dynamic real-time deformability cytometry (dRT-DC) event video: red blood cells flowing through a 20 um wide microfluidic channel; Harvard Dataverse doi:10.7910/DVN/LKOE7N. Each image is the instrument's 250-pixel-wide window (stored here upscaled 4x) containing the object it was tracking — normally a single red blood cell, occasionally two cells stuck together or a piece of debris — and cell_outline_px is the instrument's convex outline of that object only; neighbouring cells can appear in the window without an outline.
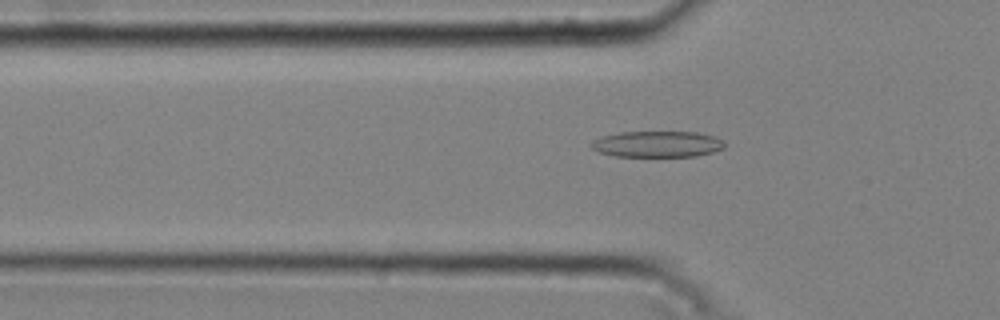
{"species": "common noctule bat (a hibernating species)", "species_latin": "Nyctalus noctula", "temperature_condition": "cold", "stored_images_in_passage": 49, "camera_frame_rate_fps": 3000, "um_per_image_px": 0.085, "animal": {"sex": "male", "body_mass_g": 20.4}, "frame": {"image": 1, "passage_image": 17, "time_ms": 5.333, "image_size_px": [1000, 320], "cell_outline_px": [[724, 148], [712, 152], [696, 156], [616, 156], [600, 152], [592, 148], [588, 144], [592, 140], [600, 136], [620, 132], [696, 132], [716, 136], [724, 140]], "centroid_in_image_um": [55.86, 12.24], "position_along_channel_um": 69.9, "area_um2": 20.4}}
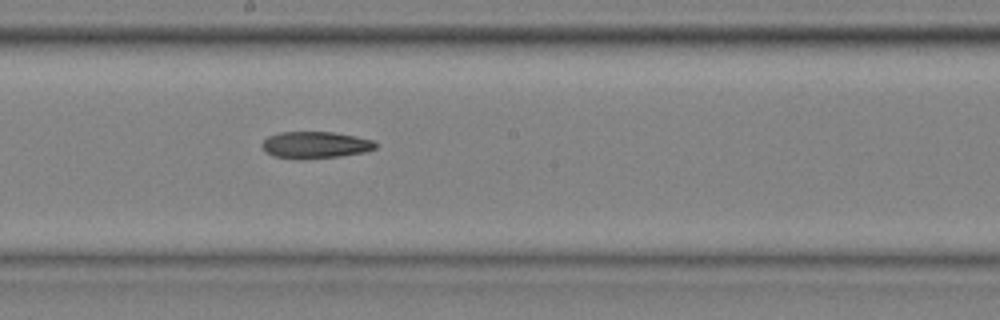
{"frame": {"image": 2, "passage_image": 29, "time_ms": 9.333, "image_size_px": [1000, 320], "cell_outline_px": [[376, 148], [364, 152], [340, 156], [272, 156], [260, 144], [268, 136], [280, 132], [332, 132], [356, 136], [376, 140]], "centroid_in_image_um": [26.87, 12.26], "position_along_channel_um": 221.3, "area_um2": 16.88}}
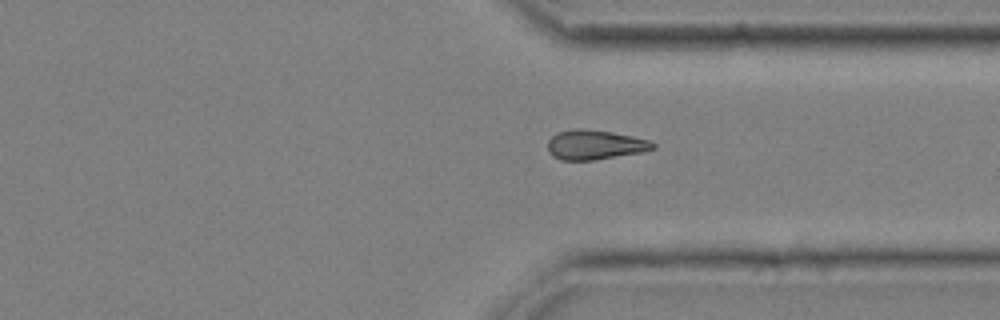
{"frame": {"image": 3, "passage_image": 40, "time_ms": 13.0, "image_size_px": [1000, 320], "cell_outline_px": [[656, 148], [640, 152], [592, 160], [560, 160], [552, 156], [548, 152], [548, 140], [556, 132], [576, 128], [584, 128], [612, 132], [632, 136], [648, 140], [656, 144]], "centroid_in_image_um": [50.52, 12.29], "position_along_channel_um": 360.9, "area_um2": 18.15}}